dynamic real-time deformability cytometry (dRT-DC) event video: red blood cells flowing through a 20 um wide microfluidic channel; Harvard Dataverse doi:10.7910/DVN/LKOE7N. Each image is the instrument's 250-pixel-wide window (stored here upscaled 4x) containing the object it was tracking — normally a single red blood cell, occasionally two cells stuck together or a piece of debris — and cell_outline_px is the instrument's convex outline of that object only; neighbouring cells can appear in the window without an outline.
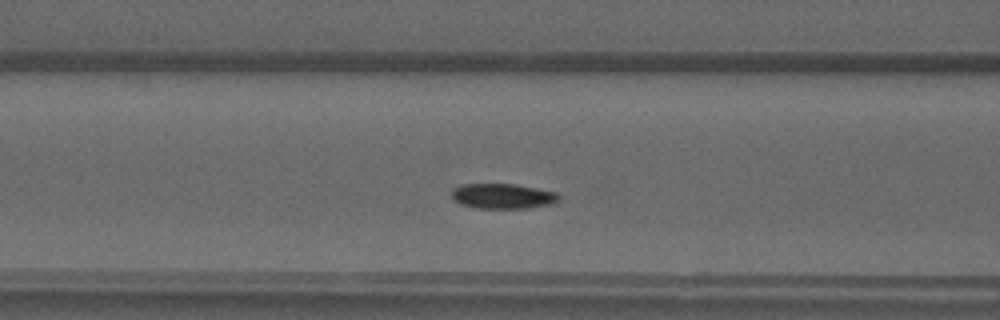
{"species": "common noctule bat (a hibernating species)", "species_latin": "Nyctalus noctula", "temperature_condition": "warm", "stored_images_in_passage": 39, "camera_frame_rate_fps": 3000, "um_per_image_px": 0.085, "animal": {"sex": "male", "forearm_length_mm": 52.5}, "frame": {"image": 1, "passage_image": 8, "time_ms": 2.333, "image_size_px": [1000, 320], "cell_outline_px": [[560, 200], [552, 204], [528, 208], [476, 208], [460, 204], [452, 200], [452, 188], [464, 184], [516, 184], [556, 192], [560, 196]], "centroid_in_image_um": [42.73, 16.67], "position_along_channel_um": 123.9, "area_um2": 15.84}}
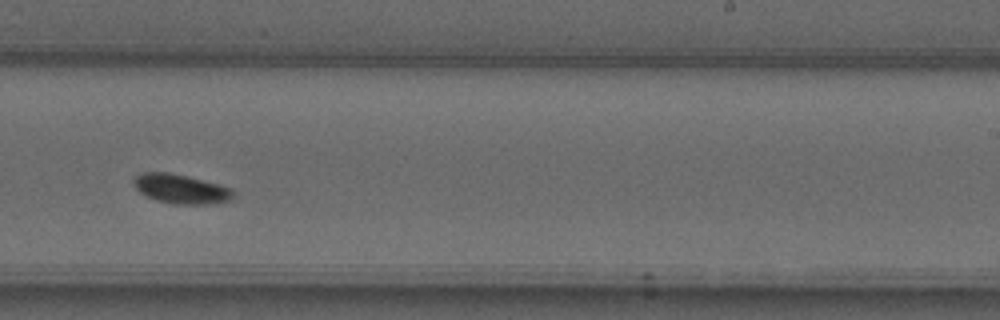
{"frame": {"image": 2, "passage_image": 19, "time_ms": 6.0, "image_size_px": [1000, 320], "cell_outline_px": [[232, 200], [216, 204], [172, 204], [156, 200], [140, 192], [136, 188], [132, 180], [136, 176], [144, 172], [168, 172], [232, 188]], "centroid_in_image_um": [15.37, 16.08], "position_along_channel_um": 273.6, "area_um2": 16.76}}
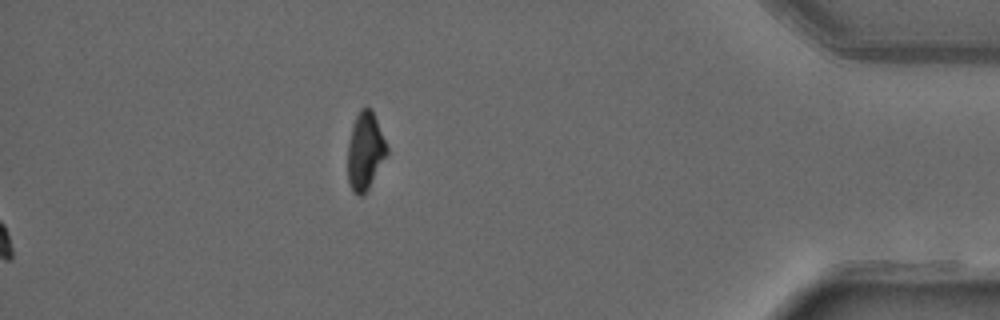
{"frame": {"image": 3, "passage_image": 39, "time_ms": 12.667, "image_size_px": [1000, 320], "cell_outline_px": [[388, 152], [368, 188], [360, 196], [352, 192], [348, 180], [348, 144], [352, 124], [360, 108], [368, 108], [372, 112], [388, 144]], "centroid_in_image_um": [31.03, 12.84], "position_along_channel_um": 404.2, "area_um2": 17.46}}